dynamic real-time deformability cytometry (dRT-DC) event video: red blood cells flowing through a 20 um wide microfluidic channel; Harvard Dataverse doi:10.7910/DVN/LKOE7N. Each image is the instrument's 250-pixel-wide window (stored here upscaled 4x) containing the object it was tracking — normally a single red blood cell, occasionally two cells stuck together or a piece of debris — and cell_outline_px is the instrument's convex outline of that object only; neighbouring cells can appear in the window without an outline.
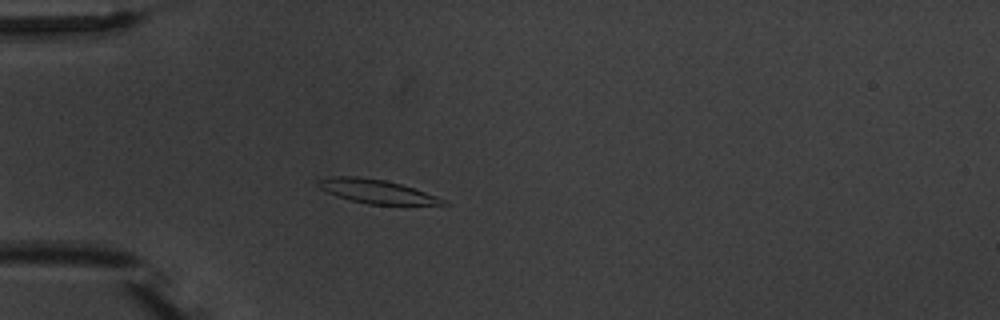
{"species": "common noctule bat (a hibernating species)", "species_latin": "Nyctalus noctula", "temperature_condition": "warm", "stored_images_in_passage": 4, "camera_frame_rate_fps": 3000, "um_per_image_px": 0.085, "animal": {"sex": "male", "body_mass_g": 20.1, "forearm_length_mm": 53.5}, "frame": {"image": 1, "passage_image": 4, "time_ms": 3.333, "image_size_px": [1000, 320], "cell_outline_px": [[452, 204], [368, 204], [336, 196], [320, 188], [316, 184], [316, 180], [332, 176], [356, 176], [384, 180], [400, 184], [436, 196]], "centroid_in_image_um": [31.93, 16.26], "position_along_channel_um": 53.1, "area_um2": 16.94}}